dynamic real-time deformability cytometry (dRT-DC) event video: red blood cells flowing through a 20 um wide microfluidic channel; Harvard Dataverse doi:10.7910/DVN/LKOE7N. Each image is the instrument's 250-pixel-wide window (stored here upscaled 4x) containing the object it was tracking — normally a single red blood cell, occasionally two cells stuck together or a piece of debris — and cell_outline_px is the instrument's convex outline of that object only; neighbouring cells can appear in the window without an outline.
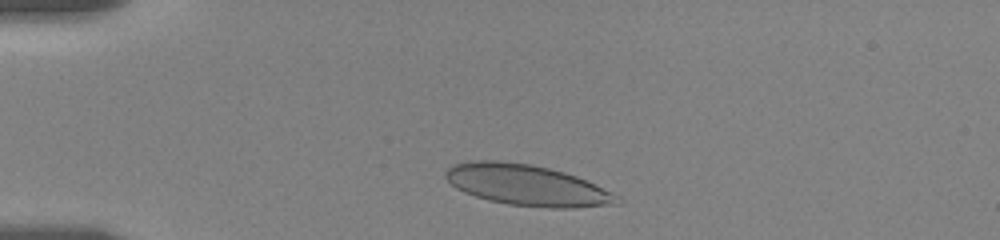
{"species": "human", "species_latin": "Homo sapiens", "temperature_condition": "room temperature", "stored_images_in_passage": 36, "camera_frame_rate_fps": 3000, "um_per_image_px": 0.085, "donor": {"sex": "female"}, "frame": {"image": 1, "passage_image": 1, "time_ms": 0.0, "image_size_px": [1000, 240], "cell_outline_px": [[624, 200], [620, 204], [576, 208], [548, 208], [508, 204], [488, 200], [464, 192], [456, 188], [444, 176], [444, 172], [452, 164], [472, 160], [500, 160], [528, 164], [548, 168], [564, 172], [576, 176], [612, 192], [620, 196]], "centroid_in_image_um": [44.81, 15.74], "position_along_channel_um": 40.2, "area_um2": 41.1}}
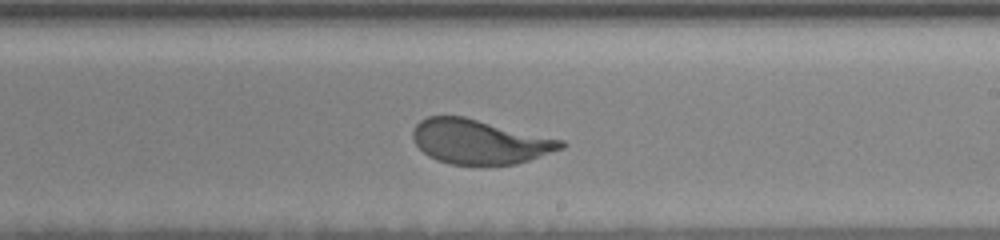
{"frame": {"image": 2, "passage_image": 22, "time_ms": 7.0, "image_size_px": [1000, 240], "cell_outline_px": [[568, 144], [564, 148], [516, 164], [452, 164], [436, 160], [428, 156], [416, 144], [412, 136], [412, 132], [416, 124], [420, 120], [428, 116], [464, 116], [564, 140]], "centroid_in_image_um": [40.77, 12.03], "position_along_channel_um": 248.2, "area_um2": 38.26}}
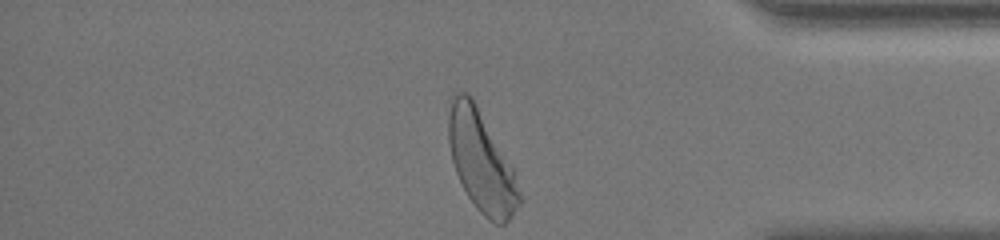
{"frame": {"image": 3, "passage_image": 36, "time_ms": 11.667, "image_size_px": [1000, 240], "cell_outline_px": [[524, 200], [512, 216], [504, 224], [496, 224], [488, 220], [476, 208], [468, 196], [456, 172], [452, 160], [448, 144], [448, 116], [452, 92], [468, 92], [472, 96], [512, 168]], "centroid_in_image_um": [40.9, 13.73], "position_along_channel_um": 394.3, "area_um2": 41.44}, "authors_computed_cell_mechanics": {"area_um2": 39.3907, "velocity_mm_per_s": 3.5183, "shape_relaxation_time_tau1_ms": 3.7064, "shape_relaxation_time_tau2_ms": null, "deformation_change_tau1": 0.1452, "deformation_change_tau2": null}}